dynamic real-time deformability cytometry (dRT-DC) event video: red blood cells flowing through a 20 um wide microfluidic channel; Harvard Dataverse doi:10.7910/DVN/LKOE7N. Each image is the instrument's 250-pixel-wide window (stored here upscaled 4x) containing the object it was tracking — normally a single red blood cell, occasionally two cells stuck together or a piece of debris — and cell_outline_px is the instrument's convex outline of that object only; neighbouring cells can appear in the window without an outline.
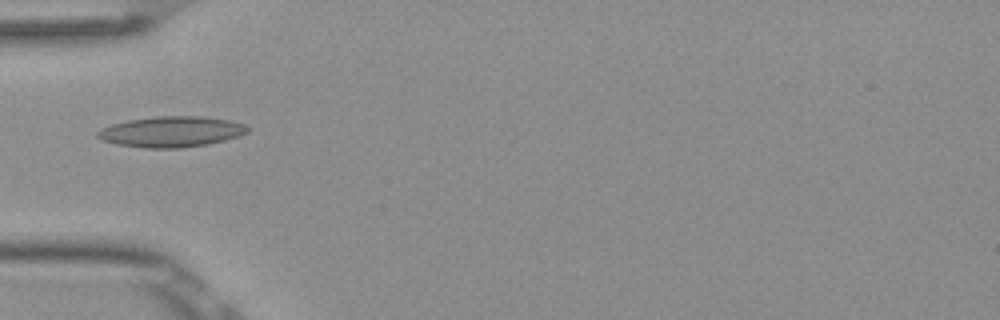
{"species": "Egyptian fruit bat (a non-hibernating species)", "species_latin": "Rousettus aegyptiacus", "temperature_condition": "room temperature", "stored_images_in_passage": 1, "camera_frame_rate_fps": 3000, "um_per_image_px": 0.085, "frame": {"image": 1, "passage_image": 1, "time_ms": 0.0, "image_size_px": [1000, 320], "cell_outline_px": [[248, 132], [224, 140], [208, 144], [180, 148], [144, 148], [116, 144], [100, 140], [96, 136], [96, 132], [100, 128], [112, 124], [128, 120], [156, 116], [200, 116], [228, 120], [244, 124], [248, 128]], "centroid_in_image_um": [14.49, 11.2], "position_along_channel_um": 70.5, "area_um2": 26.82}}